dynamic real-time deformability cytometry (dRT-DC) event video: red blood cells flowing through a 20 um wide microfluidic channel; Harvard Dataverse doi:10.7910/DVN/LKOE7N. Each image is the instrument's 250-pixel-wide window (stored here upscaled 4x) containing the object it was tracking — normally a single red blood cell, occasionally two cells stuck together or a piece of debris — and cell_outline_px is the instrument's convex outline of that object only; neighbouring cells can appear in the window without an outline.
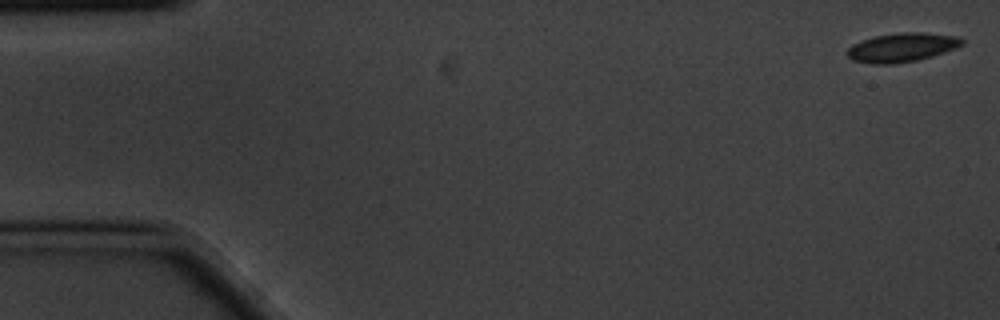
{"species": "common noctule bat (a hibernating species)", "species_latin": "Nyctalus noctula", "temperature_condition": "cold", "stored_images_in_passage": 10, "camera_frame_rate_fps": 3000, "um_per_image_px": 0.085, "animal": {"sex": "male", "body_mass_g": 20.1, "forearm_length_mm": 53.5}, "frame": {"image": 1, "passage_image": 1, "time_ms": 0.0, "image_size_px": [1000, 320], "cell_outline_px": [[964, 44], [932, 56], [916, 60], [888, 64], [872, 64], [852, 60], [848, 56], [848, 48], [852, 44], [872, 36], [904, 32], [924, 32], [960, 36], [964, 40]], "centroid_in_image_um": [76.66, 4.01], "position_along_channel_um": 8.3, "area_um2": 19.31}}
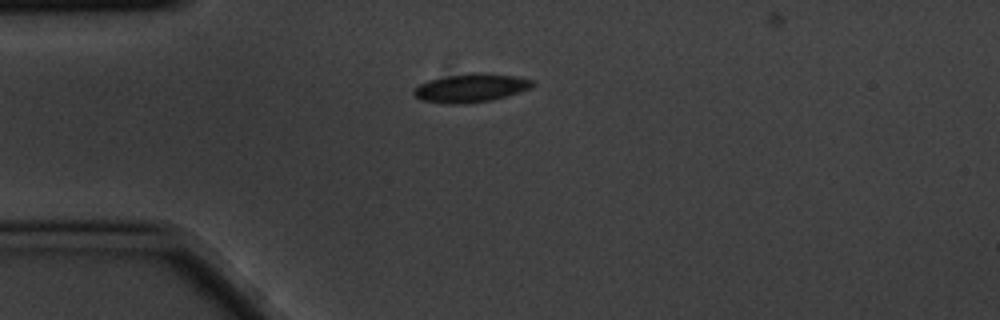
{"frame": {"image": 2, "passage_image": 4, "time_ms": 1.0, "image_size_px": [1000, 320], "cell_outline_px": [[536, 84], [532, 88], [492, 100], [464, 104], [448, 104], [420, 100], [412, 96], [412, 92], [420, 84], [428, 80], [448, 76], [472, 72], [480, 72], [516, 76], [532, 80]], "centroid_in_image_um": [40.01, 7.48], "position_along_channel_um": 45.0, "area_um2": 19.88}}
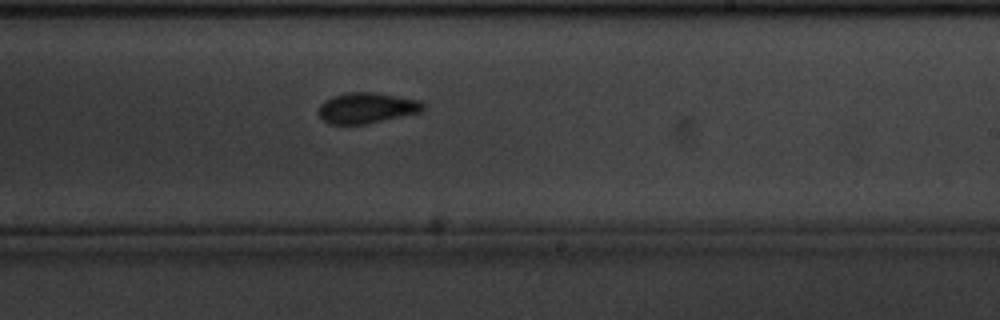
{"frame": {"image": 3, "passage_image": 10, "time_ms": 3.0, "image_size_px": [1000, 320], "cell_outline_px": [[424, 108], [420, 112], [368, 124], [328, 124], [320, 116], [320, 104], [324, 100], [332, 96], [348, 92], [376, 92], [416, 100], [424, 104]], "centroid_in_image_um": [31.15, 9.18], "position_along_channel_um": 257.9, "area_um2": 18.55}}